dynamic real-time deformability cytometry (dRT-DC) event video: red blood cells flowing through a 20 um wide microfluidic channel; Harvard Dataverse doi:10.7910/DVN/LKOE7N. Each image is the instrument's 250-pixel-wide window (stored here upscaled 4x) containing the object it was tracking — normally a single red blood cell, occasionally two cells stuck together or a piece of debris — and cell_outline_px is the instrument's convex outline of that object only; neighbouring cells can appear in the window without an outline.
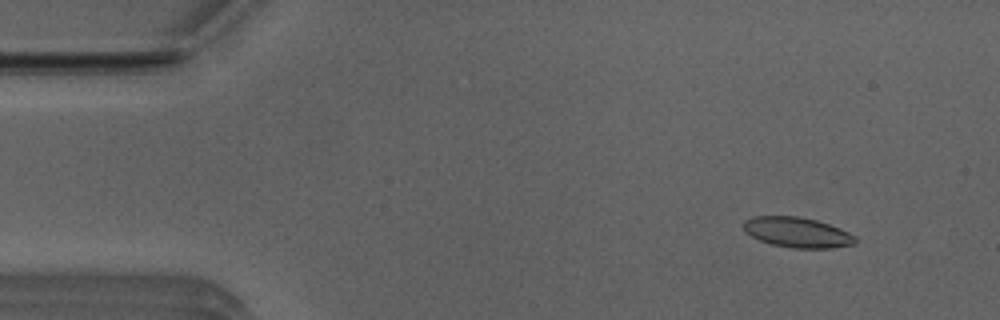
{"species": "Egyptian fruit bat (a non-hibernating species)", "species_latin": "Rousettus aegyptiacus", "temperature_condition": "room temperature", "stored_images_in_passage": 52, "camera_frame_rate_fps": 3000, "um_per_image_px": 0.085, "animal": {"sex": "male"}, "frame": {"image": 1, "passage_image": 5, "time_ms": 1.333, "image_size_px": [1000, 320], "cell_outline_px": [[856, 244], [832, 248], [792, 248], [772, 244], [760, 240], [744, 232], [740, 224], [744, 220], [752, 216], [800, 216], [816, 220], [840, 228], [856, 236]], "centroid_in_image_um": [67.73, 19.74], "position_along_channel_um": 17.3, "area_um2": 19.94}}
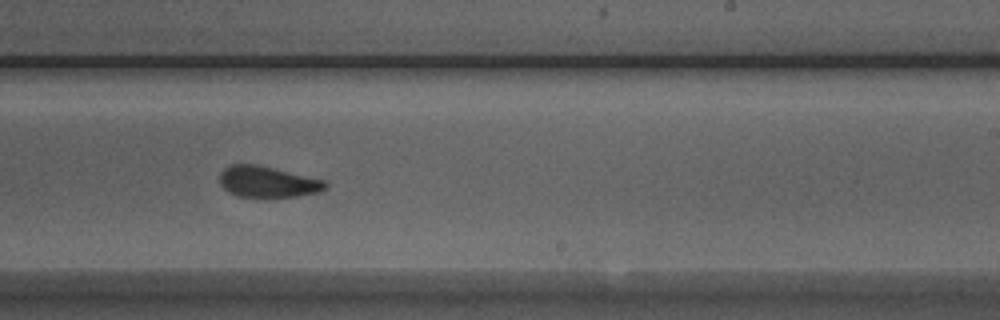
{"frame": {"image": 2, "passage_image": 31, "time_ms": 10.0, "image_size_px": [1000, 320], "cell_outline_px": [[328, 188], [320, 192], [296, 196], [236, 196], [228, 192], [220, 184], [220, 172], [228, 164], [260, 164], [324, 180], [328, 184]], "centroid_in_image_um": [22.74, 15.43], "position_along_channel_um": 266.3, "area_um2": 19.25}}
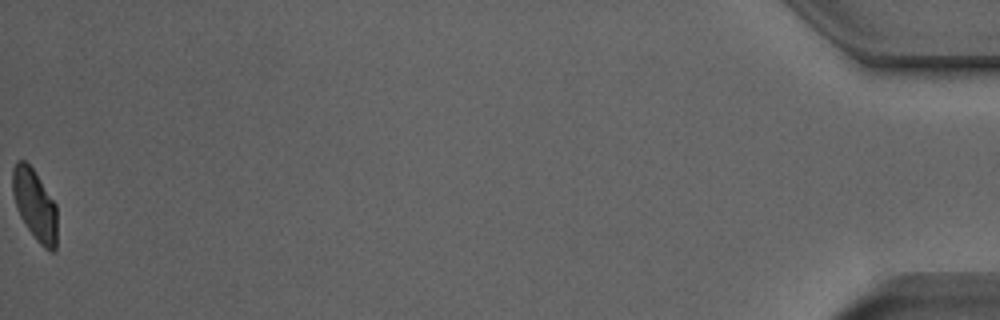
{"frame": {"image": 3, "passage_image": 52, "time_ms": 17.0, "image_size_px": [1000, 320], "cell_outline_px": [[56, 248], [52, 252], [44, 248], [36, 240], [20, 216], [16, 208], [12, 192], [12, 168], [16, 160], [24, 160], [32, 168], [56, 204]], "centroid_in_image_um": [2.94, 17.4], "position_along_channel_um": 432.3, "area_um2": 18.32}, "authors_computed_cell_mechanics": {"area_um2": 19.8254, "velocity_mm_per_s": 3.9271, "shape_relaxation_time_tau1_ms": 8.8916, "shape_relaxation_time_tau2_ms": 1.6364, "deformation_change_tau1": 0.1972, "deformation_change_tau2": 0.0685}}